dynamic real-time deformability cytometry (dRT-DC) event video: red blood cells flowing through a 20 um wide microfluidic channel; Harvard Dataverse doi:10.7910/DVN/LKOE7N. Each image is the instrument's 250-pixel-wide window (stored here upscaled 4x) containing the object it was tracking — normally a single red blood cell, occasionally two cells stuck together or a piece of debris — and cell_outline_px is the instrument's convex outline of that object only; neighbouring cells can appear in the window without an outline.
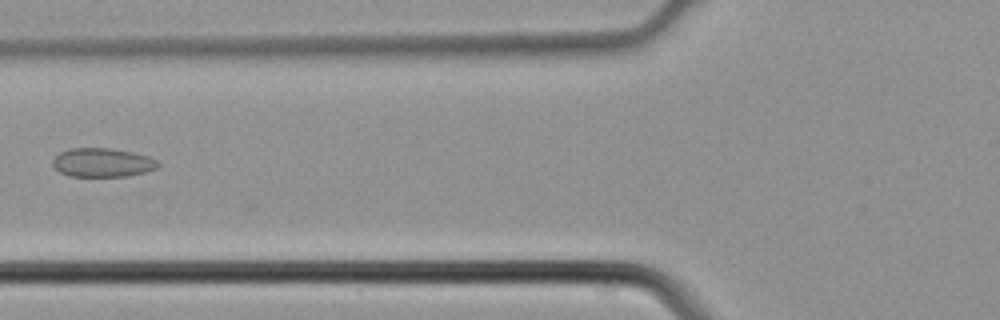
{"species": "common noctule bat (a hibernating species)", "species_latin": "Nyctalus noctula", "temperature_condition": "cold", "stored_images_in_passage": 3, "camera_frame_rate_fps": 3000, "um_per_image_px": 0.085, "animal": {"sex": "male", "body_mass_g": 21.5, "forearm_length_mm": 52.0}, "frame": {"image": 1, "passage_image": 3, "time_ms": 0.667, "image_size_px": [1000, 320], "cell_outline_px": [[160, 164], [156, 168], [144, 172], [128, 176], [68, 176], [60, 172], [52, 164], [52, 160], [60, 152], [68, 148], [112, 148], [132, 152], [148, 156], [156, 160]], "centroid_in_image_um": [8.69, 13.81], "position_along_channel_um": 117.1, "area_um2": 17.69}}